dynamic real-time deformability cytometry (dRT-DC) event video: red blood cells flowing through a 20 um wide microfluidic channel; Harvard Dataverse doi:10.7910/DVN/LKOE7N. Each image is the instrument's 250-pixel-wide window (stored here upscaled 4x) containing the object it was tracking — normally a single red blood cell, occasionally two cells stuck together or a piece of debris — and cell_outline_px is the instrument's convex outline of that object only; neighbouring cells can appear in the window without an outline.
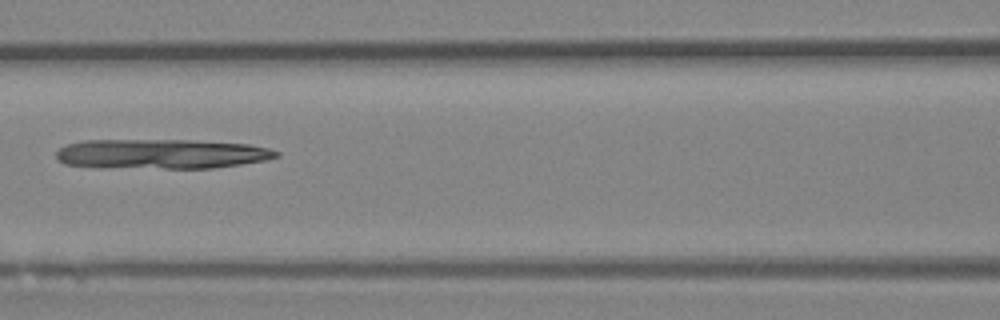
{"species": "Egyptian fruit bat (a non-hibernating species)", "species_latin": "Rousettus aegyptiacus", "temperature_condition": "room temperature", "stored_images_in_passage": 6, "camera_frame_rate_fps": 3000, "um_per_image_px": 0.085, "animal": {"sex": "female"}, "frame": {"image": 1, "passage_image": 6, "time_ms": 1.667, "image_size_px": [1000, 320], "cell_outline_px": [[280, 156], [268, 160], [212, 168], [164, 168], [64, 164], [56, 156], [56, 152], [60, 148], [68, 144], [84, 140], [188, 140], [248, 144], [268, 148], [280, 152]], "centroid_in_image_um": [13.82, 13.06], "position_along_channel_um": 152.8, "area_um2": 37.45}}